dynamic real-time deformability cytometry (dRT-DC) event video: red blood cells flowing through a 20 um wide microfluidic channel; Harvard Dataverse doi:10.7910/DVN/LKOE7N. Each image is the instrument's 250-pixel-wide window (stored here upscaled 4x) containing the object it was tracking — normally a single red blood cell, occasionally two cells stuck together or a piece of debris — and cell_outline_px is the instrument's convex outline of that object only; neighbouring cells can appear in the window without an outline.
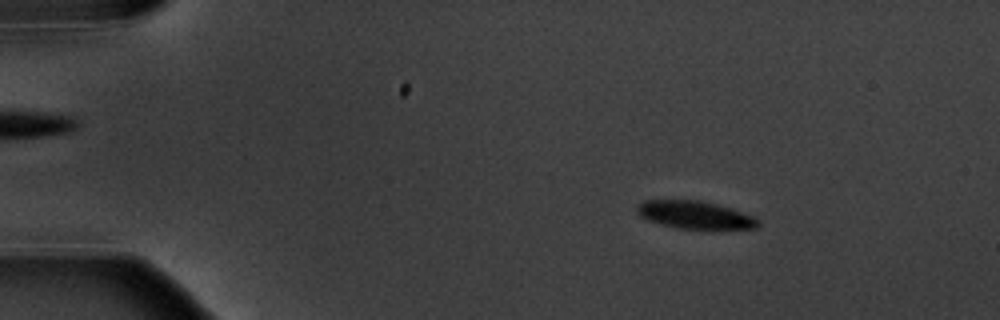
{"species": "common noctule bat (a hibernating species)", "species_latin": "Nyctalus noctula", "temperature_condition": "warm", "stored_images_in_passage": 5, "camera_frame_rate_fps": 3000, "um_per_image_px": 0.085, "animal": {"sex": "male", "body_mass_g": 20.1, "forearm_length_mm": 53.5}, "frame": {"image": 1, "passage_image": 2, "time_ms": 1.0, "image_size_px": [1000, 320], "cell_outline_px": [[760, 224], [756, 228], [676, 228], [660, 224], [648, 220], [640, 216], [636, 212], [636, 204], [644, 200], [700, 200], [716, 204], [756, 216], [760, 220]], "centroid_in_image_um": [59.04, 18.25], "position_along_channel_um": 26.0, "area_um2": 19.54}}